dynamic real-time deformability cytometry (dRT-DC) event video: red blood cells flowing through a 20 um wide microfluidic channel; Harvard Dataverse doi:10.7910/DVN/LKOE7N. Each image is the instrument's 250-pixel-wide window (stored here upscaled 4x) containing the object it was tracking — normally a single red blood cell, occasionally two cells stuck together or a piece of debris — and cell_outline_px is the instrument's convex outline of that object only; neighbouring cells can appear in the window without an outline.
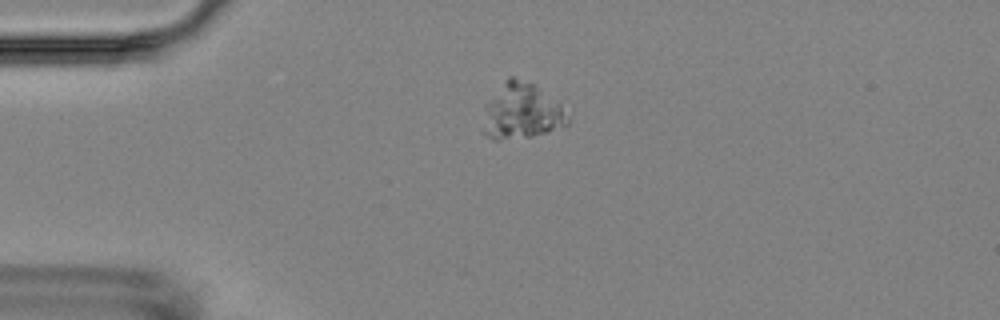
{"species": "Egyptian fruit bat (a non-hibernating species)", "species_latin": "Rousettus aegyptiacus", "temperature_condition": "room temperature", "stored_images_in_passage": 2, "camera_frame_rate_fps": 3000, "um_per_image_px": 0.085, "animal": {"sex": "female"}, "frame": {"image": 1, "passage_image": 1, "time_ms": 0.0, "image_size_px": [1000, 320], "cell_outline_px": [[568, 124], [548, 132], [532, 136], [500, 140], [496, 140], [480, 132], [484, 104], [508, 76], [512, 76], [532, 84], [560, 100], [568, 116]], "centroid_in_image_um": [44.3, 9.47], "position_along_channel_um": 40.7, "area_um2": 28.03}}